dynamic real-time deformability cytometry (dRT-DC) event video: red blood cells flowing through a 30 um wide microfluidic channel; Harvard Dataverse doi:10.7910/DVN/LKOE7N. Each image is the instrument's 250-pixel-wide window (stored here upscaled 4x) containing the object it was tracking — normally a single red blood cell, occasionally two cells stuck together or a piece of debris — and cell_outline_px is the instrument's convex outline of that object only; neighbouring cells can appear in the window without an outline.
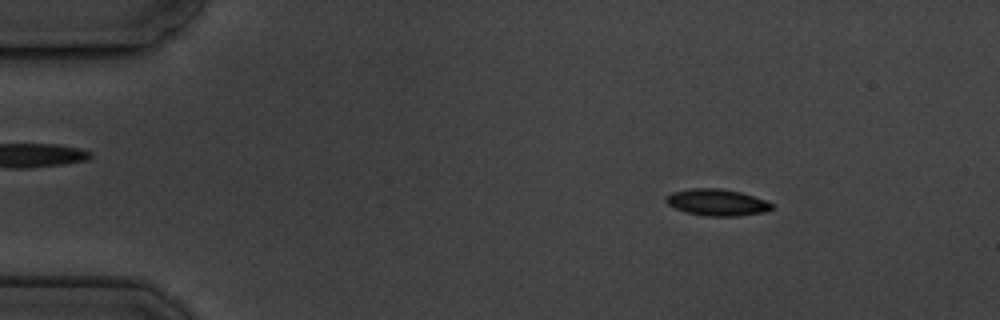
{"species": "common noctule bat (a hibernating species)", "species_latin": "Nyctalus noctula", "temperature_condition": "cold", "stored_images_in_passage": 7, "camera_frame_rate_fps": 3000, "um_per_image_px": 0.085, "animal": {"sex": "male", "body_mass_g": 19.5, "forearm_length_mm": 54.6}, "frame": {"image": 1, "passage_image": 2, "time_ms": 1.0, "image_size_px": [1000, 320], "cell_outline_px": [[772, 208], [764, 212], [736, 216], [704, 216], [688, 212], [676, 208], [668, 204], [664, 200], [664, 196], [672, 192], [692, 188], [720, 188], [740, 192], [764, 200], [772, 204]], "centroid_in_image_um": [60.89, 17.19], "position_along_channel_um": 24.1, "area_um2": 16.24}}
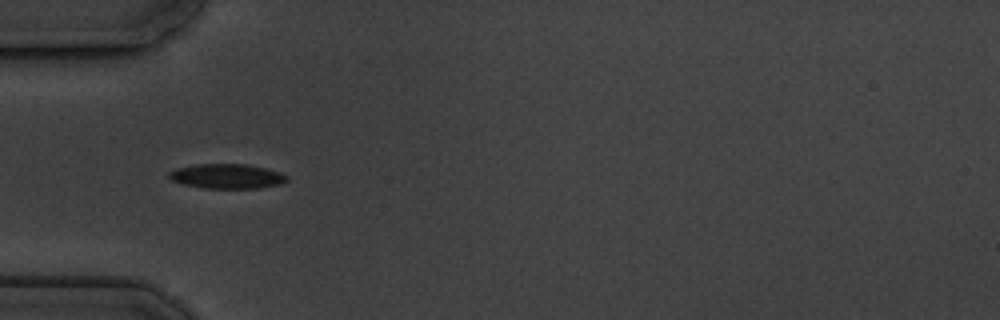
{"frame": {"image": 2, "passage_image": 4, "time_ms": 4.333, "image_size_px": [1000, 320], "cell_outline_px": [[288, 180], [280, 184], [260, 188], [204, 188], [184, 184], [172, 180], [168, 176], [168, 172], [176, 168], [196, 164], [248, 164], [280, 172], [288, 176]], "centroid_in_image_um": [19.3, 14.97], "position_along_channel_um": 65.7, "area_um2": 16.94}}
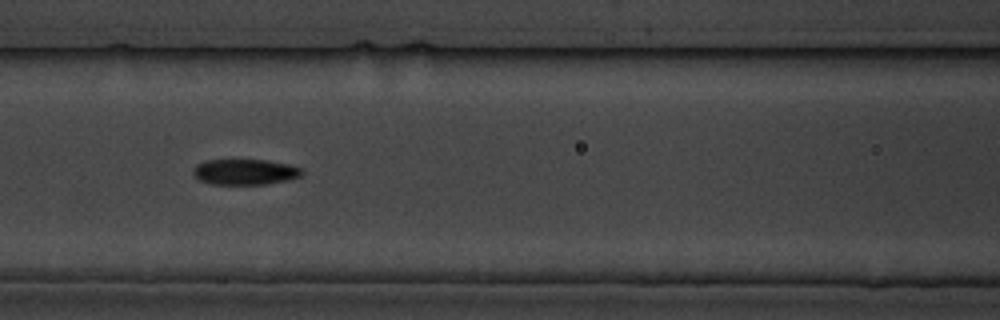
{"frame": {"image": 3, "passage_image": 6, "time_ms": 6.667, "image_size_px": [1000, 320], "cell_outline_px": [[304, 172], [300, 176], [288, 180], [268, 184], [212, 184], [200, 180], [192, 172], [196, 164], [204, 160], [268, 160], [288, 164], [300, 168]], "centroid_in_image_um": [20.82, 14.61], "position_along_channel_um": 145.8, "area_um2": 16.24}}